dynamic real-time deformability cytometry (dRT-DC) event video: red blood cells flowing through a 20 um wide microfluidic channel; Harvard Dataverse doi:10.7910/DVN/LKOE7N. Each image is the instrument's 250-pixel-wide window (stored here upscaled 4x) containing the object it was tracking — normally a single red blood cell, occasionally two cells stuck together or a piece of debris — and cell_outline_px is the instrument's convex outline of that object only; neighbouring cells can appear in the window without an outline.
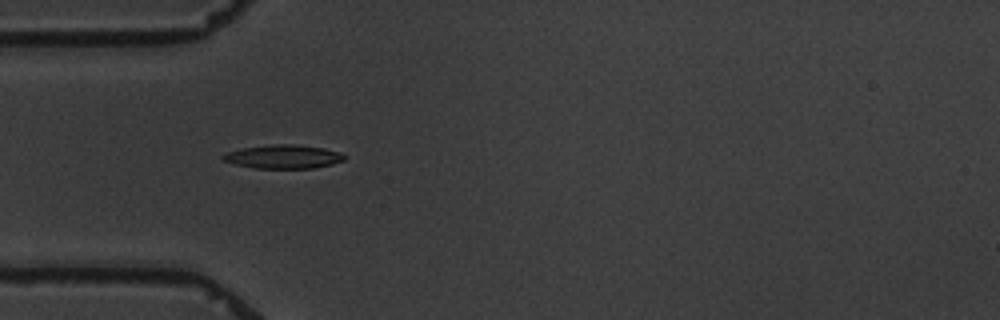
{"species": "common noctule bat (a hibernating species)", "species_latin": "Nyctalus noctula", "temperature_condition": "warm", "stored_images_in_passage": 3, "camera_frame_rate_fps": 3000, "um_per_image_px": 0.085, "animal": {"sex": "male", "body_mass_g": 19.5, "forearm_length_mm": 54.6}, "frame": {"image": 1, "passage_image": 3, "time_ms": 3.667, "image_size_px": [1000, 320], "cell_outline_px": [[344, 160], [332, 164], [312, 168], [256, 168], [236, 164], [224, 160], [220, 156], [228, 152], [244, 148], [272, 144], [296, 144], [324, 148], [340, 152], [344, 156]], "centroid_in_image_um": [24.1, 13.31], "position_along_channel_um": 60.9, "area_um2": 16.53}}